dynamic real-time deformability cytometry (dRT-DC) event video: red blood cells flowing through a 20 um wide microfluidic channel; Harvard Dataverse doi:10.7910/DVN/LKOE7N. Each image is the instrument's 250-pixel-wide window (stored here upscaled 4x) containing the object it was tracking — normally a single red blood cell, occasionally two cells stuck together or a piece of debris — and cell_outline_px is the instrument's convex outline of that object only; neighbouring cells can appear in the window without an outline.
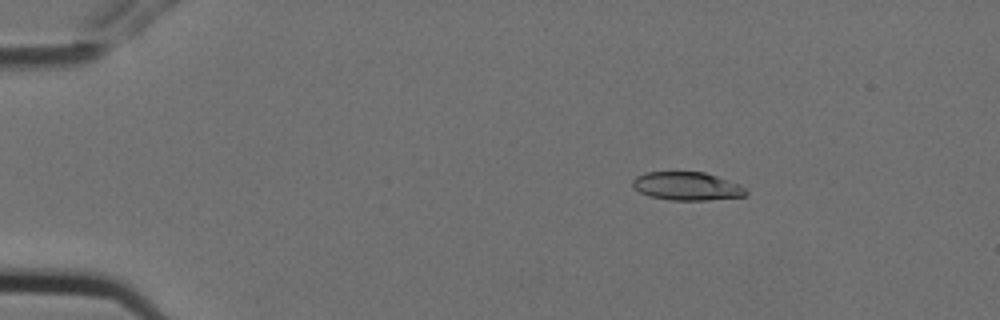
{"species": "Egyptian fruit bat (a non-hibernating species)", "species_latin": "Rousettus aegyptiacus", "temperature_condition": "cold", "stored_images_in_passage": 5, "camera_frame_rate_fps": 3000, "um_per_image_px": 0.085, "animal": {"sex": "female"}, "frame": {"image": 1, "passage_image": 2, "time_ms": 0.333, "image_size_px": [1000, 320], "cell_outline_px": [[748, 192], [744, 196], [708, 200], [672, 200], [648, 196], [640, 192], [632, 184], [632, 180], [636, 176], [644, 172], [704, 172], [740, 184]], "centroid_in_image_um": [58.38, 15.82], "position_along_channel_um": 26.6, "area_um2": 18.61}}